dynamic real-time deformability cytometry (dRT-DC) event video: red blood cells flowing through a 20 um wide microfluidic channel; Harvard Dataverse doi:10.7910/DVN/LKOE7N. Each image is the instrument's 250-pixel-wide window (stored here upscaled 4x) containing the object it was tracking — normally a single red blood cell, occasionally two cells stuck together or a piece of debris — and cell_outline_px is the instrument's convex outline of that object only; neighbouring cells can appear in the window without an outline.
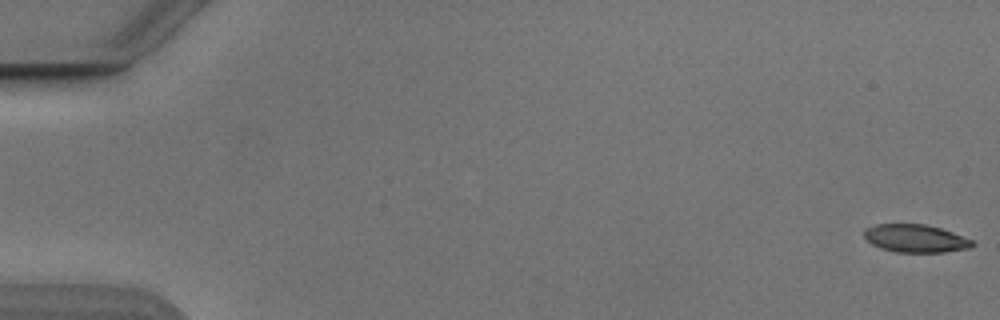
{"species": "Egyptian fruit bat (a non-hibernating species)", "species_latin": "Rousettus aegyptiacus", "temperature_condition": "cold", "stored_images_in_passage": 54, "camera_frame_rate_fps": 3000, "um_per_image_px": 0.085, "animal": {"sex": "male"}, "frame": {"image": 1, "passage_image": 1, "time_ms": 0.0, "image_size_px": [1000, 320], "cell_outline_px": [[976, 244], [968, 248], [944, 252], [896, 252], [880, 248], [872, 244], [864, 236], [864, 228], [876, 224], [924, 224], [940, 228], [952, 232], [972, 240]], "centroid_in_image_um": [77.8, 20.26], "position_along_channel_um": 7.2, "area_um2": 17.51}}
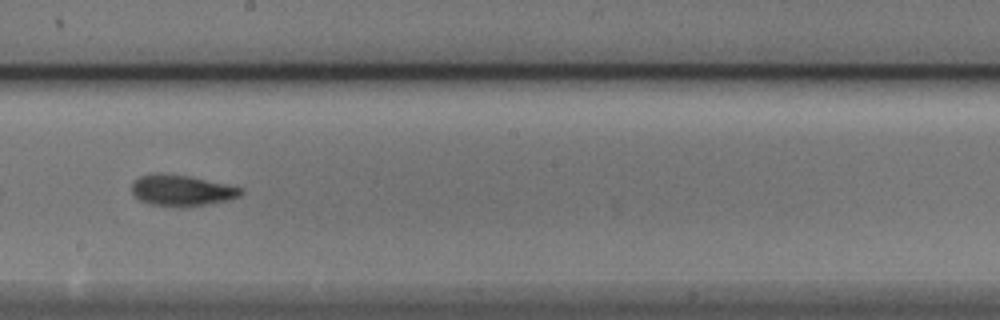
{"frame": {"image": 2, "passage_image": 31, "time_ms": 10.0, "image_size_px": [1000, 320], "cell_outline_px": [[244, 192], [240, 196], [228, 200], [180, 208], [148, 204], [140, 200], [132, 192], [132, 180], [140, 176], [156, 172], [188, 176], [244, 188]], "centroid_in_image_um": [15.41, 16.19], "position_along_channel_um": 232.8, "area_um2": 19.88}}
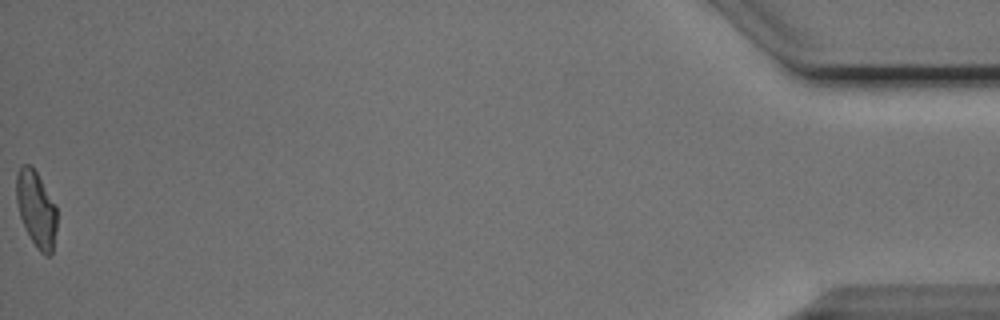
{"frame": {"image": 3, "passage_image": 54, "time_ms": 17.667, "image_size_px": [1000, 320], "cell_outline_px": [[56, 232], [52, 252], [48, 256], [44, 256], [36, 248], [20, 216], [16, 200], [16, 172], [24, 164], [32, 164], [56, 204]], "centroid_in_image_um": [3.09, 17.74], "position_along_channel_um": 432.1, "area_um2": 18.03}, "authors_computed_cell_mechanics": {"area_um2": 18.7561, "velocity_mm_per_s": 3.8746, "shape_relaxation_time_tau1_ms": 3.4869, "shape_relaxation_time_tau2_ms": 2.1688, "deformation_change_tau1": 0.1469, "deformation_change_tau2": 0.0906}}